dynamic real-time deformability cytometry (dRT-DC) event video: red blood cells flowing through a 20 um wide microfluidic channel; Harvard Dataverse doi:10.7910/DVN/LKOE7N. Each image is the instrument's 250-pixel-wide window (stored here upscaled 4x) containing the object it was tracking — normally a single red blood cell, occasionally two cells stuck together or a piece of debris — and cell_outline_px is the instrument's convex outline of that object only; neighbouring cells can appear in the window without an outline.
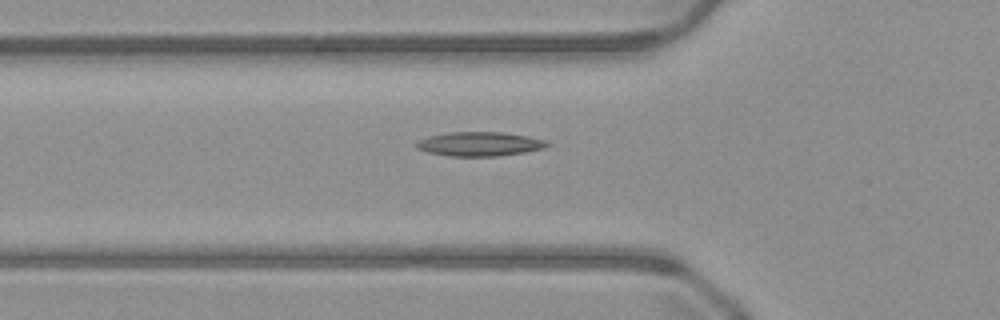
{"species": "common noctule bat (a hibernating species)", "species_latin": "Nyctalus noctula", "temperature_condition": "warm", "stored_images_in_passage": 38, "camera_frame_rate_fps": 3000, "um_per_image_px": 0.085, "animal": {"sex": "male", "body_mass_g": 23.1, "forearm_length_mm": 52.7}, "frame": {"image": 1, "passage_image": 6, "time_ms": 1.667, "image_size_px": [1000, 320], "cell_outline_px": [[548, 144], [544, 148], [524, 152], [500, 156], [448, 156], [428, 152], [416, 148], [416, 144], [420, 140], [428, 136], [448, 132], [504, 132], [528, 136], [544, 140]], "centroid_in_image_um": [40.75, 12.23], "position_along_channel_um": 85.1, "area_um2": 18.32}}
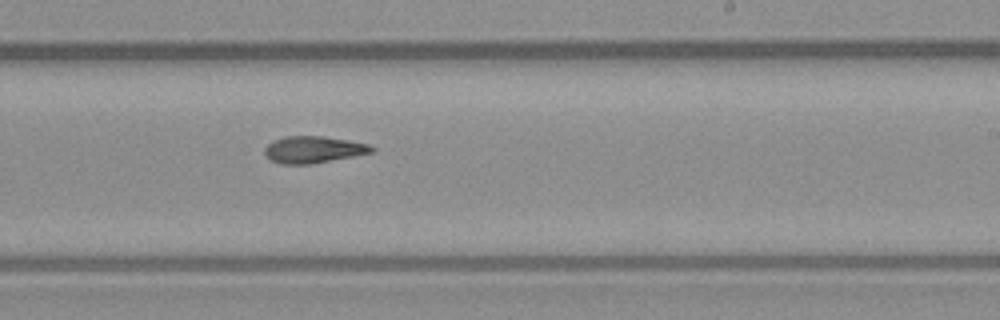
{"frame": {"image": 2, "passage_image": 19, "time_ms": 6.0, "image_size_px": [1000, 320], "cell_outline_px": [[376, 152], [312, 164], [280, 164], [272, 160], [264, 152], [264, 148], [268, 144], [284, 136], [324, 136], [348, 140], [368, 144], [376, 148]], "centroid_in_image_um": [26.69, 12.72], "position_along_channel_um": 262.3, "area_um2": 16.76}}
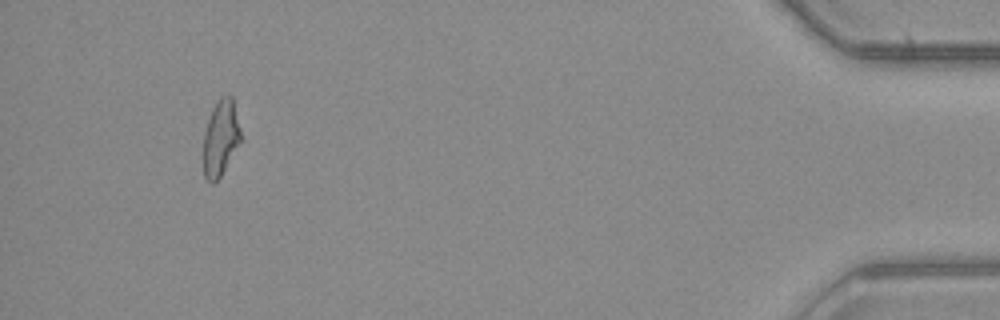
{"frame": {"image": 3, "passage_image": 36, "time_ms": 11.667, "image_size_px": [1000, 320], "cell_outline_px": [[240, 140], [220, 176], [212, 184], [204, 176], [204, 132], [212, 108], [216, 100], [220, 96], [232, 96], [240, 128]], "centroid_in_image_um": [18.73, 11.68], "position_along_channel_um": 416.5, "area_um2": 16.07}, "authors_computed_cell_mechanics": {"area_um2": 17.051, "velocity_mm_per_s": 4.075, "shape_relaxation_time_tau1_ms": null, "shape_relaxation_time_tau2_ms": 8.5669, "deformation_change_tau1": null, "deformation_change_tau2": 0.2031}}